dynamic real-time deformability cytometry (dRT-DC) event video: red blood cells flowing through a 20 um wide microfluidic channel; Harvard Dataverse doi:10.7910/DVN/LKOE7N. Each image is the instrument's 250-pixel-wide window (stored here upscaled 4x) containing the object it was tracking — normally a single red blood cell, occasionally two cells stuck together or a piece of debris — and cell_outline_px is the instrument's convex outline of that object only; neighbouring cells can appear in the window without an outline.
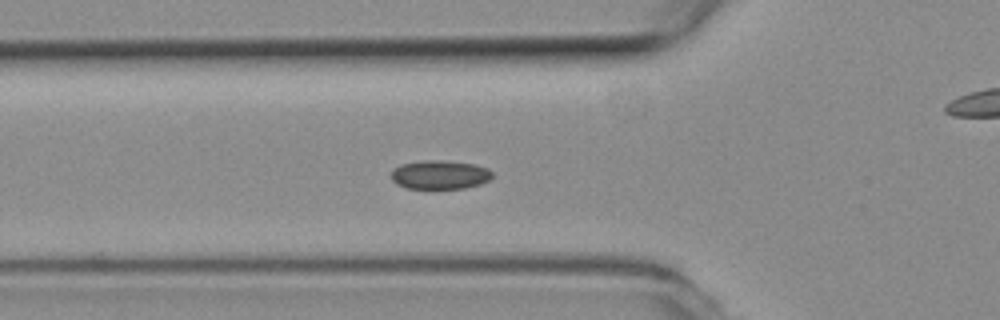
{"species": "common noctule bat (a hibernating species)", "species_latin": "Nyctalus noctula", "temperature_condition": "room temperature", "stored_images_in_passage": 51, "camera_frame_rate_fps": 3000, "um_per_image_px": 0.085, "animal": {"sex": "female", "body_mass_g": 19.3, "forearm_length_mm": 54.1}, "frame": {"image": 1, "passage_image": 18, "time_ms": 5.667, "image_size_px": [1000, 320], "cell_outline_px": [[492, 176], [488, 180], [480, 184], [464, 188], [408, 188], [396, 184], [392, 180], [392, 168], [400, 164], [424, 160], [440, 160], [476, 164], [488, 168], [492, 172]], "centroid_in_image_um": [37.37, 14.84], "position_along_channel_um": 88.4, "area_um2": 16.99}}
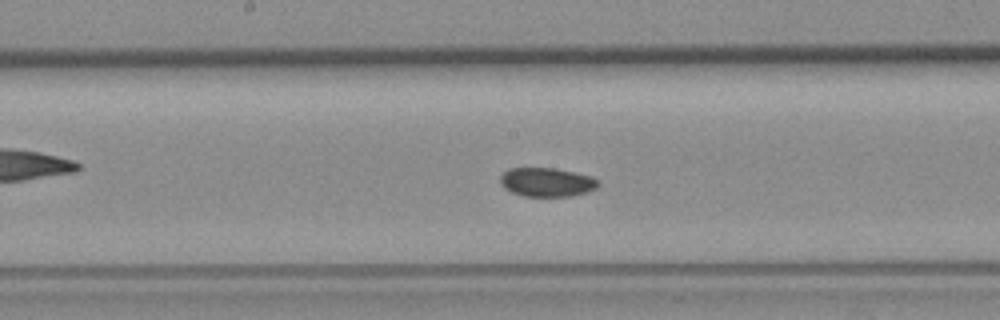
{"frame": {"image": 2, "passage_image": 27, "time_ms": 8.667, "image_size_px": [1000, 320], "cell_outline_px": [[600, 184], [596, 188], [572, 196], [524, 196], [512, 192], [504, 188], [500, 184], [500, 176], [508, 168], [552, 168], [592, 176], [600, 180]], "centroid_in_image_um": [46.47, 15.48], "position_along_channel_um": 201.7, "area_um2": 16.47}}
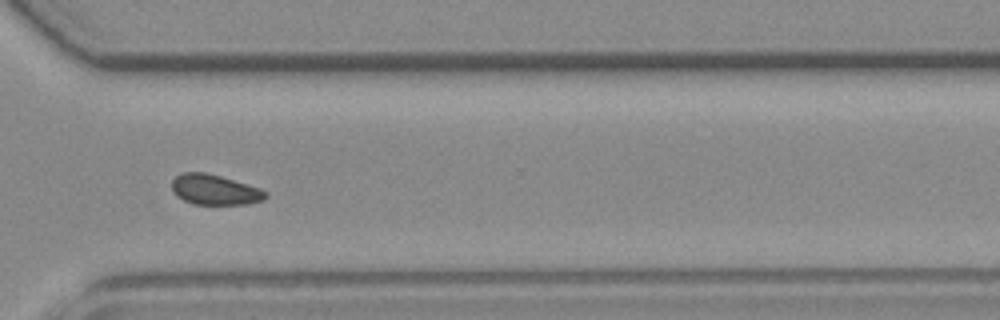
{"frame": {"image": 3, "passage_image": 39, "time_ms": 12.667, "image_size_px": [1000, 320], "cell_outline_px": [[268, 196], [264, 200], [248, 204], [192, 204], [176, 196], [172, 192], [172, 180], [176, 176], [184, 172], [208, 172], [248, 184], [260, 188], [268, 192]], "centroid_in_image_um": [18.26, 16.12], "position_along_channel_um": 352.3, "area_um2": 16.76}}